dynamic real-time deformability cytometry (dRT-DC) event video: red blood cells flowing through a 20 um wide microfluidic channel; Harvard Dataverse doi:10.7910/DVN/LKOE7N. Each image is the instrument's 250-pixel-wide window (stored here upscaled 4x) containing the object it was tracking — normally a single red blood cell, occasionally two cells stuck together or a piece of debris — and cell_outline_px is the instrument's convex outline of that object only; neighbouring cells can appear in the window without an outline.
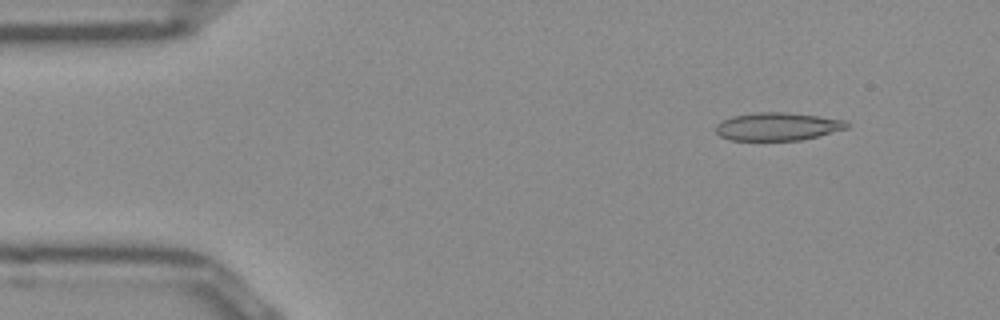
{"species": "Egyptian fruit bat (a non-hibernating species)", "species_latin": "Rousettus aegyptiacus", "temperature_condition": "room temperature", "stored_images_in_passage": 21, "camera_frame_rate_fps": 3000, "um_per_image_px": 0.085, "frame": {"image": 1, "passage_image": 1, "time_ms": 0.0, "image_size_px": [1000, 320], "cell_outline_px": [[848, 128], [804, 140], [728, 140], [720, 136], [716, 132], [716, 124], [720, 120], [732, 116], [756, 112], [788, 112], [844, 120], [848, 124]], "centroid_in_image_um": [66.05, 10.75], "position_along_channel_um": 19.0, "area_um2": 21.44}}
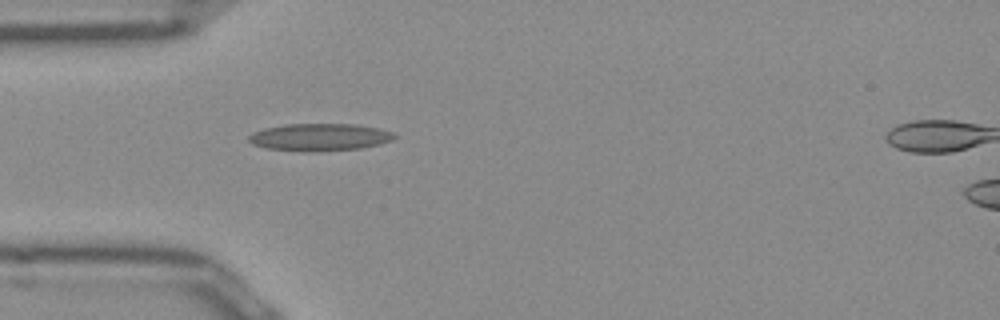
{"frame": {"image": 2, "passage_image": 10, "time_ms": 3.0, "image_size_px": [1000, 320], "cell_outline_px": [[396, 136], [392, 140], [380, 144], [360, 148], [316, 152], [304, 152], [264, 148], [252, 144], [248, 140], [248, 136], [252, 132], [264, 128], [284, 124], [352, 124], [376, 128], [396, 132]], "centroid_in_image_um": [27.13, 11.67], "position_along_channel_um": 57.9, "area_um2": 23.47}}
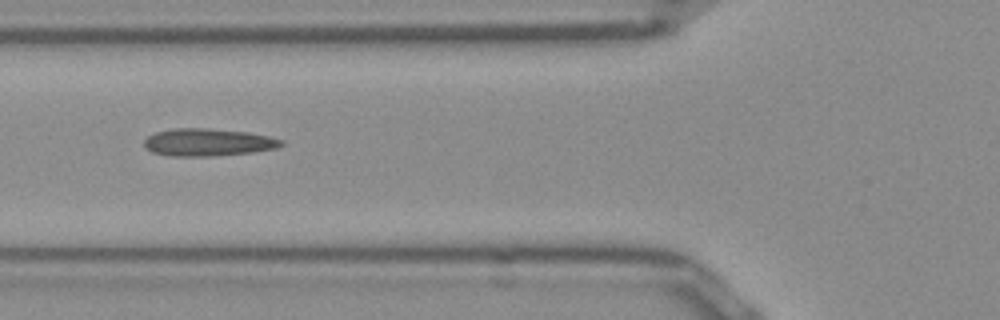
{"frame": {"image": 3, "passage_image": 14, "time_ms": 4.333, "image_size_px": [1000, 320], "cell_outline_px": [[284, 144], [276, 148], [252, 152], [208, 156], [172, 156], [152, 152], [144, 148], [144, 140], [148, 136], [156, 132], [176, 128], [208, 128], [248, 132], [272, 136], [284, 140]], "centroid_in_image_um": [17.69, 12.09], "position_along_channel_um": 108.1, "area_um2": 22.02}}